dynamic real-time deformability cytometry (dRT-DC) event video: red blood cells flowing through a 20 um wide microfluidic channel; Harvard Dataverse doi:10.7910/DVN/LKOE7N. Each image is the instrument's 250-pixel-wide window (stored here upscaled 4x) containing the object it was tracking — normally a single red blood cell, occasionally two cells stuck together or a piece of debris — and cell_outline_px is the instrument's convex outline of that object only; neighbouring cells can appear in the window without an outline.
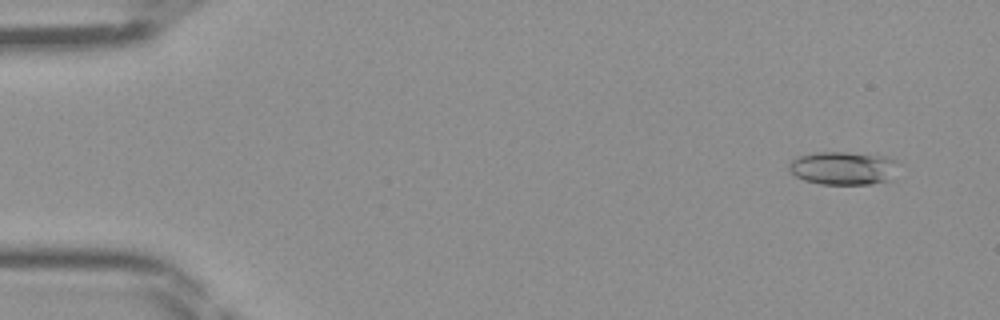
{"species": "Egyptian fruit bat (a non-hibernating species)", "species_latin": "Rousettus aegyptiacus", "temperature_condition": "room temperature", "stored_images_in_passage": 15, "camera_frame_rate_fps": 3000, "um_per_image_px": 0.085, "frame": {"image": 1, "passage_image": 4, "time_ms": 1.0, "image_size_px": [1000, 320], "cell_outline_px": [[900, 164], [892, 180], [872, 184], [820, 184], [804, 180], [796, 176], [788, 168], [788, 164], [796, 156], [816, 152], [844, 152], [888, 156], [896, 160]], "centroid_in_image_um": [71.73, 14.29], "position_along_channel_um": 13.3, "area_um2": 21.62}}
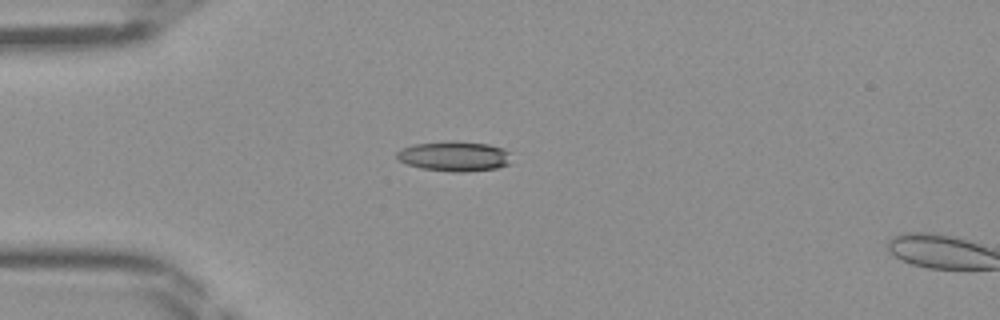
{"frame": {"image": 2, "passage_image": 13, "time_ms": 4.0, "image_size_px": [1000, 320], "cell_outline_px": [[512, 164], [496, 168], [468, 172], [452, 172], [420, 168], [408, 164], [400, 160], [396, 156], [396, 152], [400, 148], [412, 144], [448, 140], [456, 140], [488, 144], [504, 148], [508, 152]], "centroid_in_image_um": [38.62, 13.27], "position_along_channel_um": 46.4, "area_um2": 20.46}}